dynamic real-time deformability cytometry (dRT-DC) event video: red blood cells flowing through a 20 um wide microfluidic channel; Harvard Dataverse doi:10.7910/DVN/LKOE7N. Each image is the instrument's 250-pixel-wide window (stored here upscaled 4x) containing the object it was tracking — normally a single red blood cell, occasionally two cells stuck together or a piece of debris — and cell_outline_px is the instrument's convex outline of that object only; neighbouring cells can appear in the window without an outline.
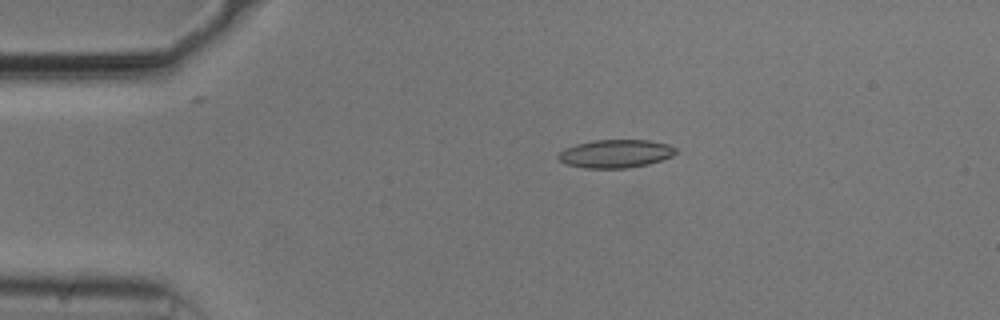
{"species": "common noctule bat (a hibernating species)", "species_latin": "Nyctalus noctula", "temperature_condition": "cold", "stored_images_in_passage": 52, "camera_frame_rate_fps": 3000, "um_per_image_px": 0.085, "animal": {"sex": "male", "body_mass_g": 20.5, "forearm_length_mm": 52.5}, "frame": {"image": 1, "passage_image": 11, "time_ms": 3.333, "image_size_px": [1000, 320], "cell_outline_px": [[676, 152], [672, 156], [648, 164], [628, 168], [584, 168], [568, 164], [560, 160], [556, 156], [564, 148], [576, 144], [596, 140], [648, 140], [668, 144], [676, 148]], "centroid_in_image_um": [52.32, 13.06], "position_along_channel_um": 32.7, "area_um2": 19.19}}
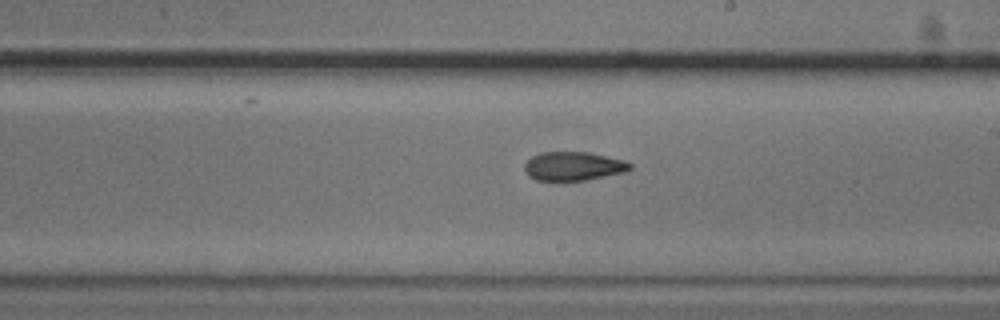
{"frame": {"image": 2, "passage_image": 31, "time_ms": 10.0, "image_size_px": [1000, 320], "cell_outline_px": [[632, 168], [628, 172], [584, 180], [536, 180], [528, 176], [524, 168], [524, 164], [532, 156], [540, 152], [588, 152], [624, 160], [632, 164]], "centroid_in_image_um": [48.75, 14.12], "position_along_channel_um": 240.2, "area_um2": 17.74}}
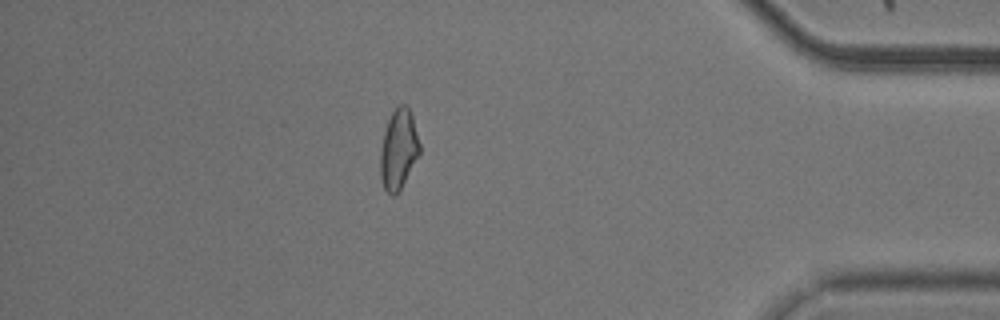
{"frame": {"image": 3, "passage_image": 47, "time_ms": 15.333, "image_size_px": [1000, 320], "cell_outline_px": [[420, 152], [400, 188], [392, 196], [384, 188], [380, 176], [380, 148], [384, 132], [388, 120], [392, 112], [400, 104], [408, 104], [412, 116], [420, 144]], "centroid_in_image_um": [33.86, 12.65], "position_along_channel_um": 401.3, "area_um2": 18.03}}